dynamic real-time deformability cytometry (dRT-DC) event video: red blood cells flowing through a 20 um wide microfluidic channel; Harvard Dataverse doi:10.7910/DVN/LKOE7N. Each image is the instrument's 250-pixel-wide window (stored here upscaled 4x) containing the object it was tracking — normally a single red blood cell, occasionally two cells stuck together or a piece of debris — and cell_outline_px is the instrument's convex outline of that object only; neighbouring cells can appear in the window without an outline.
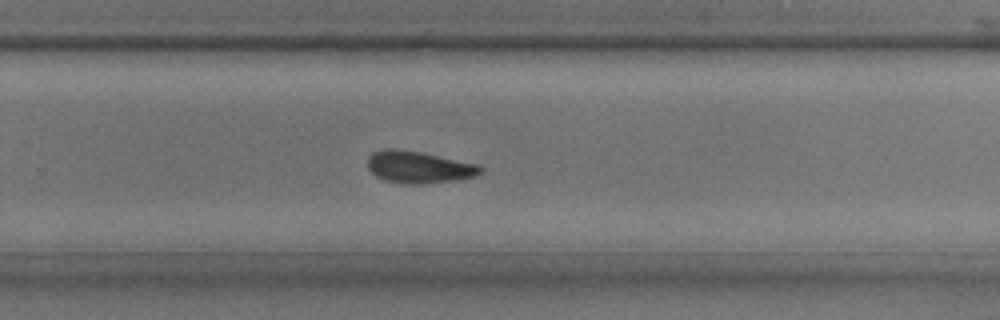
{"species": "common noctule bat (a hibernating species)", "species_latin": "Nyctalus noctula", "temperature_condition": "room temperature", "stored_images_in_passage": 25, "camera_frame_rate_fps": 3000, "um_per_image_px": 0.085, "animal": {"sex": "male", "body_mass_g": 17.9, "forearm_length_mm": 54.2}, "frame": {"image": 1, "passage_image": 17, "time_ms": 5.333, "image_size_px": [1000, 320], "cell_outline_px": [[484, 168], [480, 172], [472, 176], [452, 180], [420, 184], [404, 184], [388, 180], [376, 176], [368, 168], [368, 156], [372, 152], [380, 148], [396, 148], [420, 152], [480, 164]], "centroid_in_image_um": [35.56, 14.18], "position_along_channel_um": 294.2, "area_um2": 20.92}}
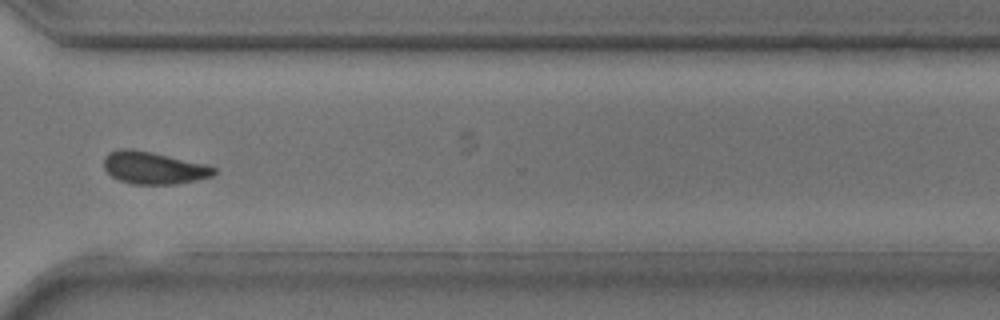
{"frame": {"image": 2, "passage_image": 20, "time_ms": 6.333, "image_size_px": [1000, 320], "cell_outline_px": [[216, 172], [212, 176], [196, 180], [176, 184], [132, 184], [120, 180], [112, 176], [104, 168], [104, 156], [108, 152], [120, 148], [132, 148], [152, 152], [204, 164], [216, 168]], "centroid_in_image_um": [13.02, 14.26], "position_along_channel_um": 357.6, "area_um2": 20.69}}